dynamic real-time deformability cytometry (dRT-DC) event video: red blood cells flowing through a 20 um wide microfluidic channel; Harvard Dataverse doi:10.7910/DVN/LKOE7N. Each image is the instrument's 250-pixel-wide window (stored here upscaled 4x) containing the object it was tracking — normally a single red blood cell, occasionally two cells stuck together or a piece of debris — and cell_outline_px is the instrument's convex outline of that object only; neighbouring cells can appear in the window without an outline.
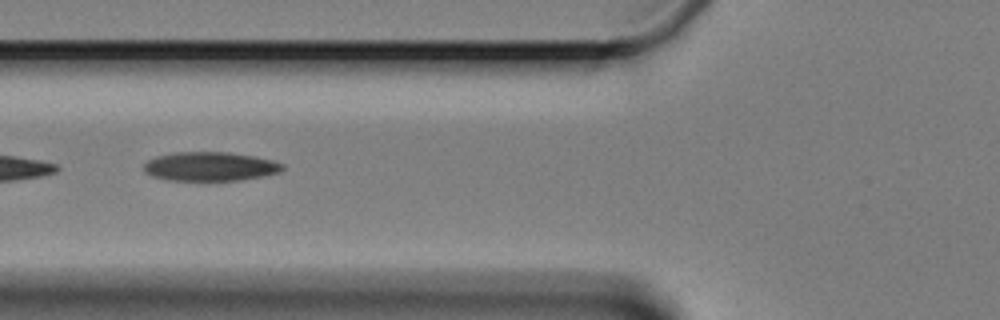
{"species": "Egyptian fruit bat (a non-hibernating species)", "species_latin": "Rousettus aegyptiacus", "temperature_condition": "cold", "stored_images_in_passage": 6, "camera_frame_rate_fps": 3000, "um_per_image_px": 0.085, "animal": {"sex": "female"}, "frame": {"image": 1, "passage_image": 3, "time_ms": 2.333, "image_size_px": [1000, 320], "cell_outline_px": [[284, 168], [280, 172], [264, 176], [240, 180], [172, 180], [152, 176], [144, 168], [144, 164], [148, 160], [156, 156], [176, 152], [228, 152], [252, 156], [272, 160], [284, 164]], "centroid_in_image_um": [17.89, 14.14], "position_along_channel_um": 107.9, "area_um2": 23.24}}
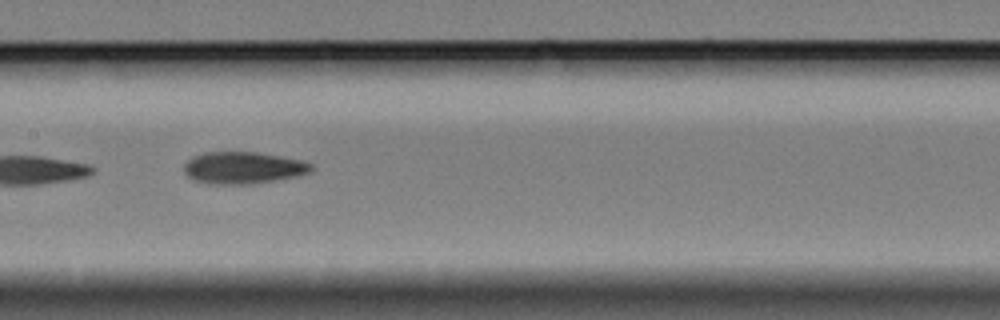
{"frame": {"image": 2, "passage_image": 5, "time_ms": 4.667, "image_size_px": [1000, 320], "cell_outline_px": [[312, 168], [308, 172], [292, 176], [252, 184], [208, 184], [196, 180], [188, 176], [184, 172], [184, 164], [192, 156], [204, 152], [256, 152], [296, 160], [312, 164]], "centroid_in_image_um": [20.55, 14.26], "position_along_channel_um": 186.8, "area_um2": 23.12}}
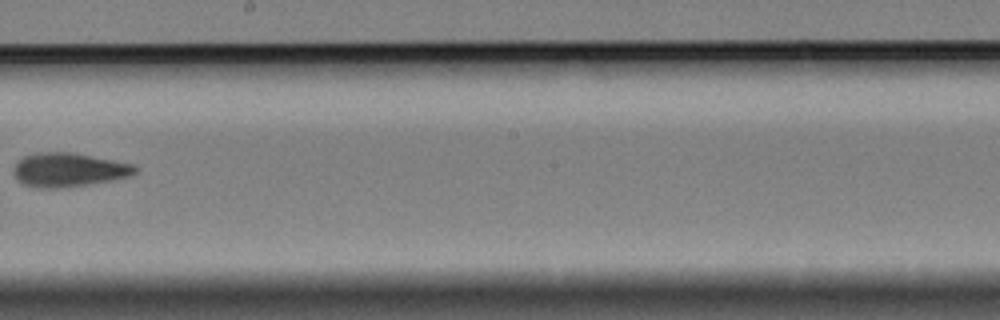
{"frame": {"image": 3, "passage_image": 6, "time_ms": 6.333, "image_size_px": [1000, 320], "cell_outline_px": [[136, 172], [128, 176], [112, 180], [60, 188], [36, 188], [24, 184], [12, 172], [16, 164], [24, 156], [36, 152], [72, 152], [132, 164], [136, 168]], "centroid_in_image_um": [5.8, 14.43], "position_along_channel_um": 242.4, "area_um2": 23.64}}